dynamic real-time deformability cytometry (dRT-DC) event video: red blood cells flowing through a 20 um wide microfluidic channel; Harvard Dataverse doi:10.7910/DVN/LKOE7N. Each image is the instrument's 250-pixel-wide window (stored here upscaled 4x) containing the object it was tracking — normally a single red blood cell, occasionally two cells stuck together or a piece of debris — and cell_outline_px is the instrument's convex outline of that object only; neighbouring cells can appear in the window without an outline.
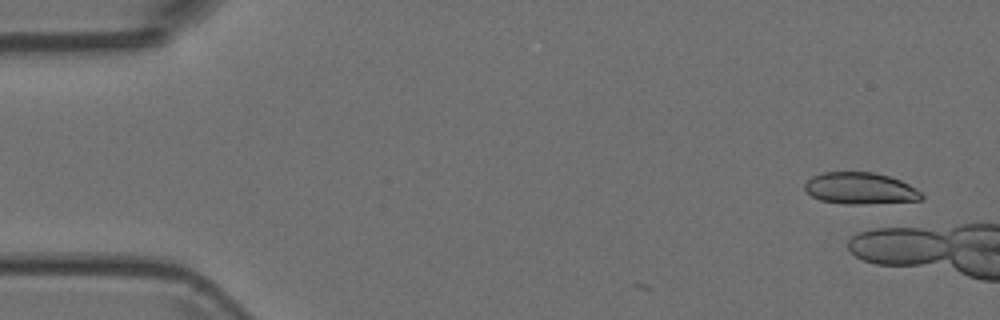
{"species": "Egyptian fruit bat (a non-hibernating species)", "species_latin": "Rousettus aegyptiacus", "temperature_condition": "room temperature", "stored_images_in_passage": 5, "camera_frame_rate_fps": 3000, "um_per_image_px": 0.085, "animal": {"sex": "female"}, "frame": {"image": 1, "passage_image": 1, "time_ms": 0.0, "image_size_px": [1000, 320], "cell_outline_px": [[924, 200], [864, 204], [844, 204], [820, 200], [812, 196], [804, 188], [804, 184], [812, 176], [824, 172], [872, 172], [888, 176], [900, 180], [908, 184], [920, 192], [924, 196]], "centroid_in_image_um": [73.11, 16.02], "position_along_channel_um": 11.9, "area_um2": 21.5}}